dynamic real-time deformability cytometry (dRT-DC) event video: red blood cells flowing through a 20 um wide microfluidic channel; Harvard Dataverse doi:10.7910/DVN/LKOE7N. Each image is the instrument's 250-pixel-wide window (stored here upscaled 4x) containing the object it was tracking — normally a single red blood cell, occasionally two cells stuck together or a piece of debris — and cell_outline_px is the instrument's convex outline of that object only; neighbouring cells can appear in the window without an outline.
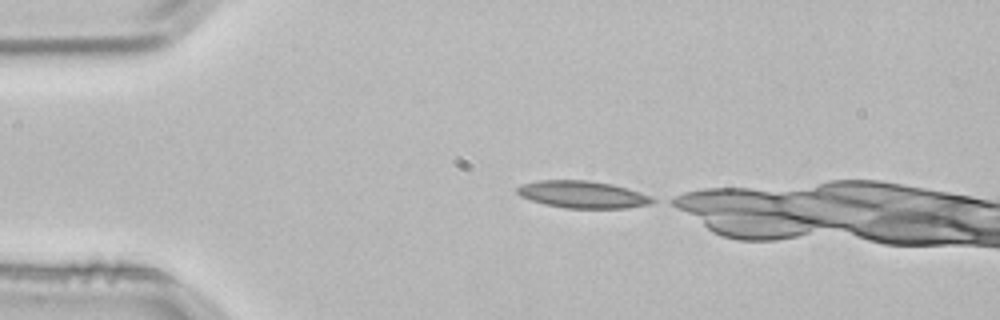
{"species": "common noctule bat (a hibernating species)", "species_latin": "Nyctalus noctula", "temperature_condition": "room temperature", "stored_images_in_passage": 8, "camera_frame_rate_fps": 3000, "um_per_image_px": 0.085, "animal": {"sex": "male", "body_mass_g": 21.5, "forearm_length_mm": 52.0}, "frame": {"image": 1, "passage_image": 1, "time_ms": 0.0, "image_size_px": [1000, 320], "cell_outline_px": [[660, 200], [652, 204], [624, 208], [564, 208], [544, 204], [520, 196], [516, 192], [516, 188], [520, 184], [536, 180], [588, 180], [612, 184], [640, 192], [652, 196]], "centroid_in_image_um": [49.54, 16.53], "position_along_channel_um": 35.5, "area_um2": 21.68}}